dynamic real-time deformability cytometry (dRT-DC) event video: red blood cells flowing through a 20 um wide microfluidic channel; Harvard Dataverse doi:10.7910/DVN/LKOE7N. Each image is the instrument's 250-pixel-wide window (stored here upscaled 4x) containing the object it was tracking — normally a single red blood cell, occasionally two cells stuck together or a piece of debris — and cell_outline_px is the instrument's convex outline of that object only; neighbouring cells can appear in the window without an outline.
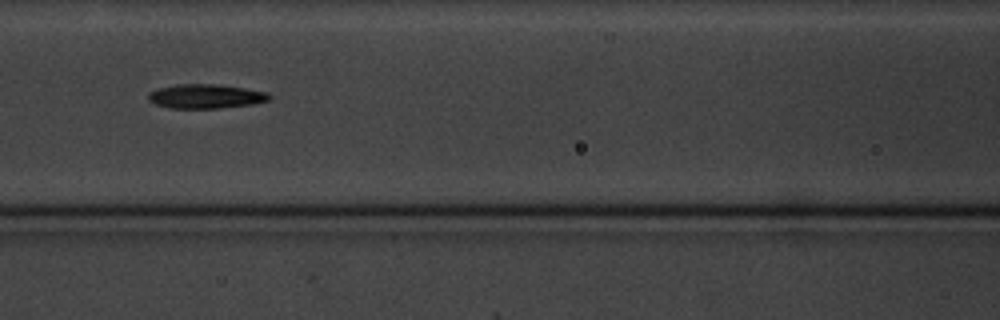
{"species": "common noctule bat (a hibernating species)", "species_latin": "Nyctalus noctula", "temperature_condition": "cold", "stored_images_in_passage": 12, "camera_frame_rate_fps": 3000, "um_per_image_px": 0.085, "animal": {"sex": "male", "body_mass_g": 20.1, "forearm_length_mm": 53.5}, "frame": {"image": 1, "passage_image": 9, "time_ms": 10.0, "image_size_px": [1000, 320], "cell_outline_px": [[272, 96], [268, 100], [252, 104], [216, 108], [172, 108], [156, 104], [148, 100], [148, 92], [160, 88], [176, 84], [216, 84], [244, 88], [268, 92]], "centroid_in_image_um": [17.48, 8.18], "position_along_channel_um": 149.1, "area_um2": 16.94}}
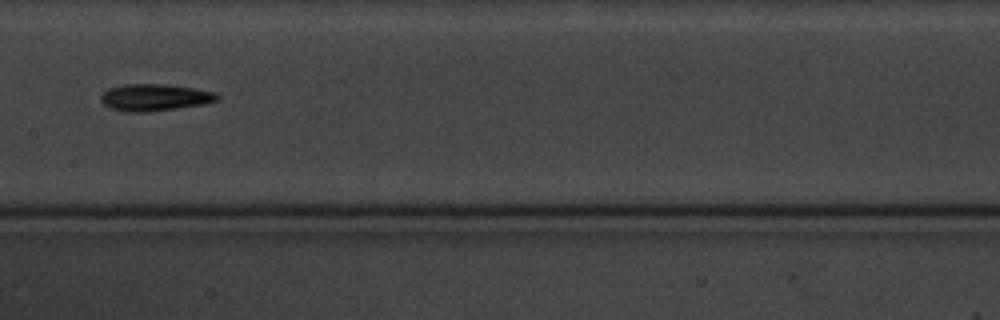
{"frame": {"image": 2, "passage_image": 10, "time_ms": 11.333, "image_size_px": [1000, 320], "cell_outline_px": [[220, 96], [216, 100], [204, 104], [148, 112], [128, 112], [112, 108], [104, 104], [100, 100], [100, 96], [108, 88], [124, 84], [164, 84], [192, 88], [212, 92]], "centroid_in_image_um": [13.1, 8.28], "position_along_channel_um": 194.3, "area_um2": 17.98}}
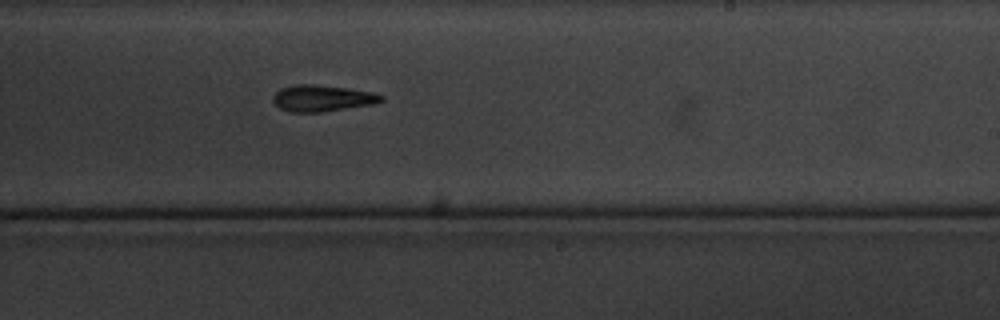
{"frame": {"image": 3, "passage_image": 12, "time_ms": 13.333, "image_size_px": [1000, 320], "cell_outline_px": [[384, 100], [376, 104], [320, 112], [288, 112], [280, 108], [272, 100], [272, 96], [280, 88], [296, 84], [316, 84], [348, 88], [372, 92], [384, 96]], "centroid_in_image_um": [27.39, 8.34], "position_along_channel_um": 261.6, "area_um2": 16.82}}